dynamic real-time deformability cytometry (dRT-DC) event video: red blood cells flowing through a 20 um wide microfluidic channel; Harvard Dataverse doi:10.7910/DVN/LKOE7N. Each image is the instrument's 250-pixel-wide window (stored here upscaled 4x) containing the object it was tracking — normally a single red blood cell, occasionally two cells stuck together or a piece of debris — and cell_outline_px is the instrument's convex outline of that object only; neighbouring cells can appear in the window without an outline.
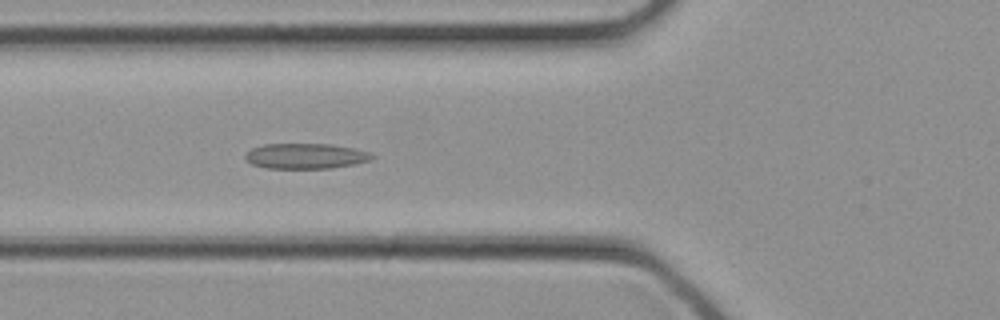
{"species": "common noctule bat (a hibernating species)", "species_latin": "Nyctalus noctula", "temperature_condition": "cold", "stored_images_in_passage": 12, "camera_frame_rate_fps": 3000, "um_per_image_px": 0.085, "animal": {"sex": "female", "body_mass_g": 21.9}, "frame": {"image": 1, "passage_image": 12, "time_ms": 3.667, "image_size_px": [1000, 320], "cell_outline_px": [[376, 156], [368, 160], [356, 164], [328, 168], [268, 168], [252, 164], [244, 160], [244, 156], [252, 148], [264, 144], [332, 144], [356, 148], [368, 152]], "centroid_in_image_um": [25.98, 13.26], "position_along_channel_um": 99.8, "area_um2": 18.73}}